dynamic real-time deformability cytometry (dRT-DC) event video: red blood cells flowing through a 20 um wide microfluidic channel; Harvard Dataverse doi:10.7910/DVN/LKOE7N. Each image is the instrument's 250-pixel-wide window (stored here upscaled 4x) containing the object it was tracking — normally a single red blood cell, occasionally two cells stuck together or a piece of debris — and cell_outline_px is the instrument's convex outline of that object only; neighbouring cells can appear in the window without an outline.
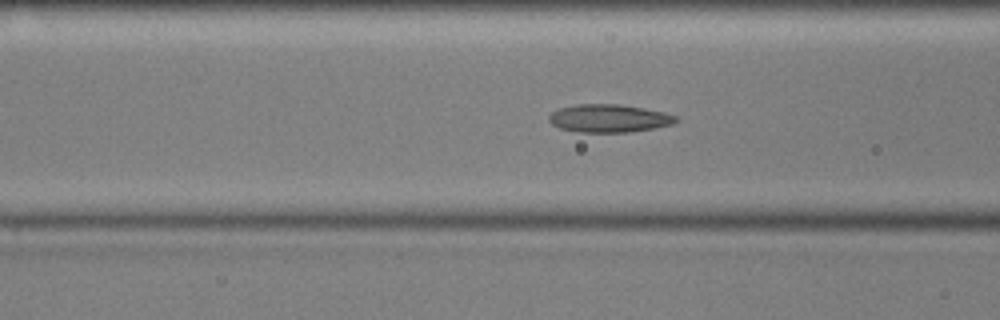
{"species": "common noctule bat (a hibernating species)", "species_latin": "Nyctalus noctula", "temperature_condition": "cold", "stored_images_in_passage": 40, "camera_frame_rate_fps": 3000, "um_per_image_px": 0.085, "animal": {"sex": "male", "body_mass_g": 17.9, "forearm_length_mm": 54.2}, "frame": {"image": 1, "passage_image": 10, "time_ms": 3.0, "image_size_px": [1000, 320], "cell_outline_px": [[680, 120], [672, 124], [652, 128], [628, 132], [580, 132], [560, 128], [552, 124], [548, 120], [548, 116], [552, 112], [560, 108], [576, 104], [620, 104], [644, 108], [664, 112], [676, 116]], "centroid_in_image_um": [51.76, 10.05], "position_along_channel_um": 114.8, "area_um2": 20.63}}
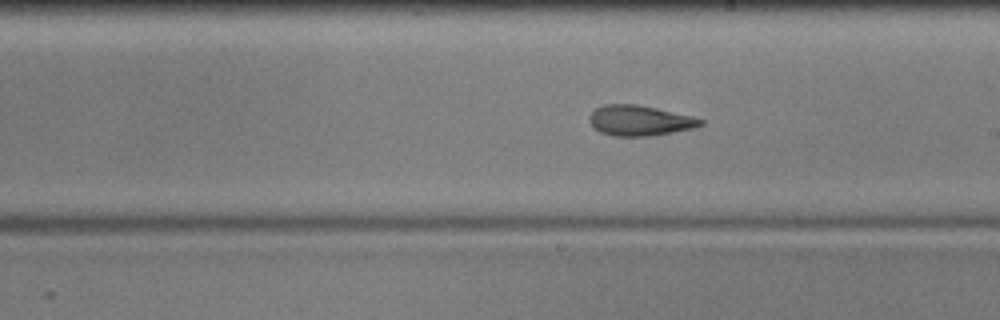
{"frame": {"image": 2, "passage_image": 20, "time_ms": 6.333, "image_size_px": [1000, 320], "cell_outline_px": [[704, 124], [696, 128], [652, 136], [612, 136], [600, 132], [588, 120], [588, 116], [596, 108], [604, 104], [636, 104], [656, 108], [692, 116], [704, 120]], "centroid_in_image_um": [54.39, 10.25], "position_along_channel_um": 234.6, "area_um2": 19.77}}
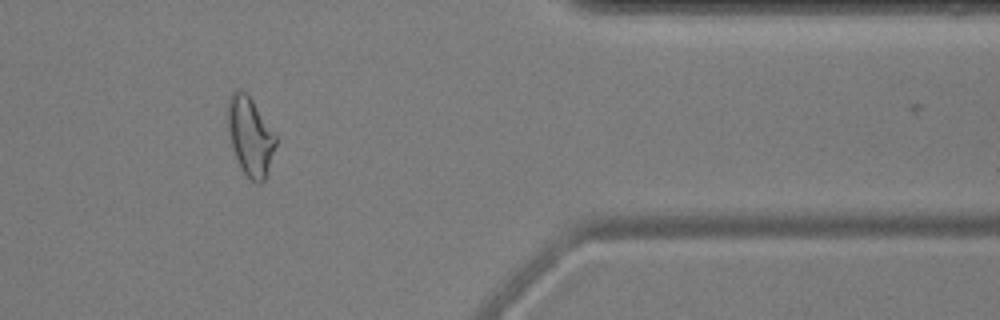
{"frame": {"image": 3, "passage_image": 35, "time_ms": 11.333, "image_size_px": [1000, 320], "cell_outline_px": [[276, 144], [264, 180], [260, 184], [256, 184], [240, 168], [232, 148], [228, 136], [228, 96], [236, 88], [240, 88], [252, 100], [276, 136]], "centroid_in_image_um": [21.23, 11.57], "position_along_channel_um": 390.2, "area_um2": 21.73}, "authors_computed_cell_mechanics": {"area_um2": 20.2011, "velocity_mm_per_s": 3.5846, "shape_relaxation_time_tau1_ms": null, "shape_relaxation_time_tau2_ms": 3.0926, "deformation_change_tau1": null, "deformation_change_tau2": 0.1118}}